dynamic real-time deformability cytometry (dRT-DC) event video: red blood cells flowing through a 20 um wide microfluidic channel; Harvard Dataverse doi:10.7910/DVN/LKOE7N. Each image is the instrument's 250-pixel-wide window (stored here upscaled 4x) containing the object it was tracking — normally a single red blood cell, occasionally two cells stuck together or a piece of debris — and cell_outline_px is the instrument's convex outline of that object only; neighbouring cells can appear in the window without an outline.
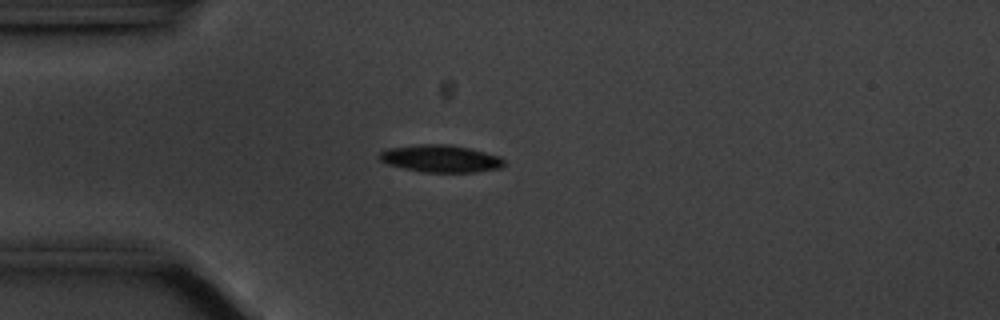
{"species": "common noctule bat (a hibernating species)", "species_latin": "Nyctalus noctula", "temperature_condition": "cold", "stored_images_in_passage": 43, "camera_frame_rate_fps": 3000, "um_per_image_px": 0.085, "animal": {"sex": "male", "body_mass_g": 20.1, "forearm_length_mm": 53.5}, "frame": {"image": 1, "passage_image": 1, "time_ms": 0.0, "image_size_px": [1000, 320], "cell_outline_px": [[504, 164], [500, 168], [472, 172], [424, 172], [404, 168], [388, 164], [380, 160], [376, 156], [380, 152], [388, 148], [416, 144], [452, 144], [500, 156], [504, 160]], "centroid_in_image_um": [37.42, 13.47], "position_along_channel_um": 47.6, "area_um2": 19.83}}
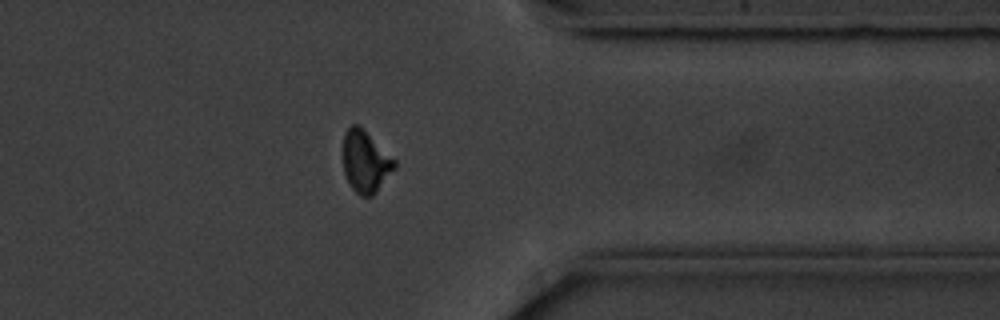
{"frame": {"image": 2, "passage_image": 31, "time_ms": 10.0, "image_size_px": [1000, 320], "cell_outline_px": [[396, 168], [376, 192], [372, 196], [360, 196], [352, 188], [344, 172], [344, 132], [352, 124], [356, 124], [396, 160]], "centroid_in_image_um": [31.08, 13.77], "position_along_channel_um": 380.3, "area_um2": 18.09}}
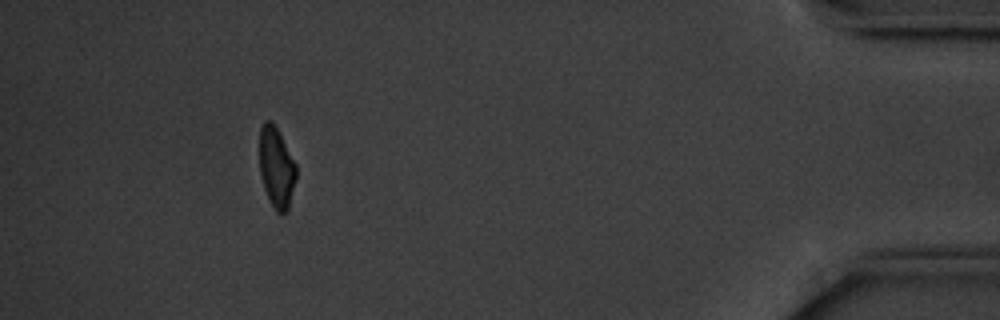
{"frame": {"image": 3, "passage_image": 38, "time_ms": 12.333, "image_size_px": [1000, 320], "cell_outline_px": [[296, 180], [288, 212], [276, 212], [268, 200], [264, 188], [260, 172], [260, 128], [264, 120], [272, 120], [296, 164]], "centroid_in_image_um": [23.5, 14.26], "position_along_channel_um": 411.7, "area_um2": 17.28}, "authors_computed_cell_mechanics": {"area_um2": 18.7272, "velocity_mm_per_s": 3.5375, "shape_relaxation_time_tau1_ms": 2.0428, "shape_relaxation_time_tau2_ms": null, "deformation_change_tau1": 0.0967, "deformation_change_tau2": null}}